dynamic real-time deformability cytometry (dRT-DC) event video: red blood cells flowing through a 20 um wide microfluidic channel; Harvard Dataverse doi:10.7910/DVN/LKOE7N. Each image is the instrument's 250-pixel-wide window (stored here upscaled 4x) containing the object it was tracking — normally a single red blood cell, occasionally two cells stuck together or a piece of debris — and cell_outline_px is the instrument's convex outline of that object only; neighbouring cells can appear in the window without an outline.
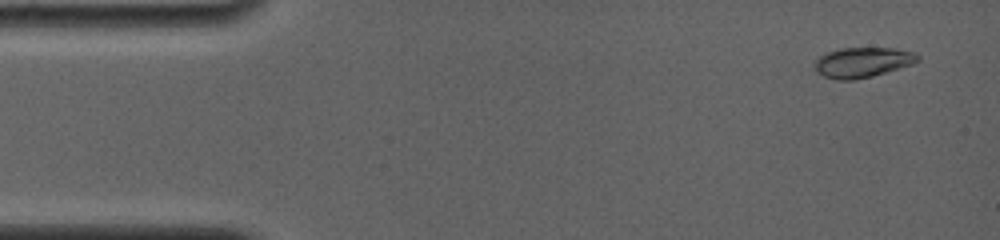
{"species": "common noctule bat (a hibernating species)", "species_latin": "Nyctalus noctula", "temperature_condition": "room temperature", "stored_images_in_passage": 4, "camera_frame_rate_fps": 4000, "um_per_image_px": 0.085, "animal": {"sex": "female", "body_mass_g": 19.0, "forearm_length_mm": 56.7}, "frame": {"image": 1, "passage_image": 1, "time_ms": 0.0, "image_size_px": [1000, 240], "cell_outline_px": [[920, 60], [912, 64], [872, 76], [852, 80], [836, 80], [824, 76], [816, 72], [816, 60], [820, 56], [828, 52], [840, 48], [892, 48], [916, 52], [920, 56]], "centroid_in_image_um": [73.34, 5.29], "position_along_channel_um": 11.7, "area_um2": 17.98}}
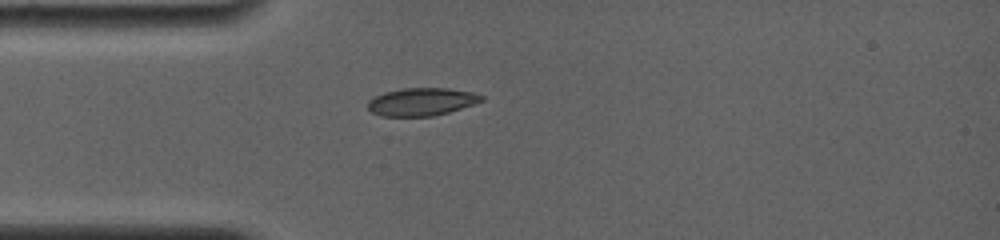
{"frame": {"image": 2, "passage_image": 4, "time_ms": 3.5, "image_size_px": [1000, 240], "cell_outline_px": [[484, 100], [448, 112], [432, 116], [380, 116], [372, 112], [368, 108], [368, 100], [384, 92], [404, 88], [448, 88], [472, 92], [484, 96]], "centroid_in_image_um": [35.82, 8.64], "position_along_channel_um": 49.2, "area_um2": 18.26}}